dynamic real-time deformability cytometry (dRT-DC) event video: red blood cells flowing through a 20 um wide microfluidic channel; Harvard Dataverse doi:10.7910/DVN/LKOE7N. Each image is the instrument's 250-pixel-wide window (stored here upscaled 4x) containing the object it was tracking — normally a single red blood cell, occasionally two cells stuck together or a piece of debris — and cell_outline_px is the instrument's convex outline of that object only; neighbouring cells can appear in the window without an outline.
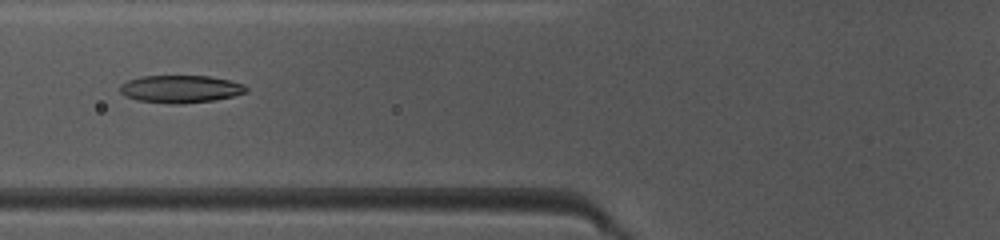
{"species": "common noctule bat (a hibernating species)", "species_latin": "Nyctalus noctula", "temperature_condition": "warm", "stored_images_in_passage": 48, "camera_frame_rate_fps": 3000, "um_per_image_px": 0.085, "animal": {"sex": "female", "body_mass_g": 10.0, "forearm_length_mm": 53.1}, "frame": {"image": 1, "passage_image": 19, "time_ms": 6.0, "image_size_px": [1000, 240], "cell_outline_px": [[248, 92], [216, 100], [176, 104], [172, 104], [136, 100], [124, 96], [120, 92], [120, 84], [128, 80], [140, 76], [208, 76], [228, 80], [244, 84], [248, 88]], "centroid_in_image_um": [15.33, 7.57], "position_along_channel_um": 110.5, "area_um2": 20.35}}
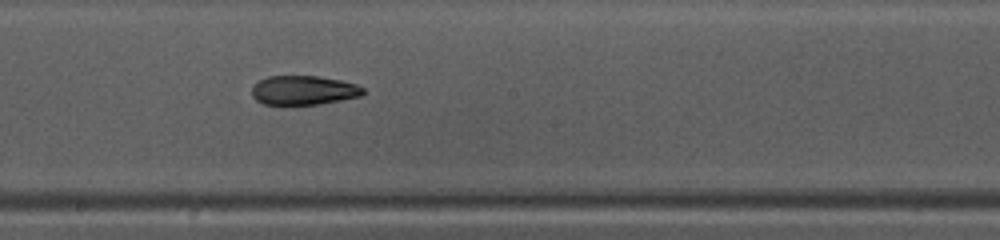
{"frame": {"image": 2, "passage_image": 27, "time_ms": 8.667, "image_size_px": [1000, 240], "cell_outline_px": [[364, 92], [360, 96], [340, 100], [316, 104], [264, 104], [256, 100], [252, 96], [252, 84], [268, 76], [320, 76], [340, 80], [356, 84], [364, 88]], "centroid_in_image_um": [25.78, 7.66], "position_along_channel_um": 222.4, "area_um2": 18.84}}
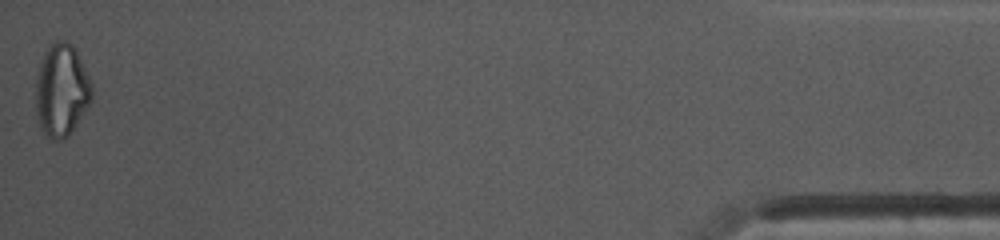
{"frame": {"image": 3, "passage_image": 48, "time_ms": 15.667, "image_size_px": [1000, 240], "cell_outline_px": [[92, 100], [68, 136], [60, 140], [52, 140], [44, 132], [36, 116], [36, 76], [44, 52], [48, 44], [56, 40], [64, 40], [72, 44], [92, 84]], "centroid_in_image_um": [5.22, 7.65], "position_along_channel_um": 430.0, "area_um2": 30.06}, "authors_computed_cell_mechanics": {"area_um2": 20.6346, "velocity_mm_per_s": 4.1811, "shape_relaxation_time_tau1_ms": null, "shape_relaxation_time_tau2_ms": 4.6471, "deformation_change_tau1": null, "deformation_change_tau2": 0.1474}}